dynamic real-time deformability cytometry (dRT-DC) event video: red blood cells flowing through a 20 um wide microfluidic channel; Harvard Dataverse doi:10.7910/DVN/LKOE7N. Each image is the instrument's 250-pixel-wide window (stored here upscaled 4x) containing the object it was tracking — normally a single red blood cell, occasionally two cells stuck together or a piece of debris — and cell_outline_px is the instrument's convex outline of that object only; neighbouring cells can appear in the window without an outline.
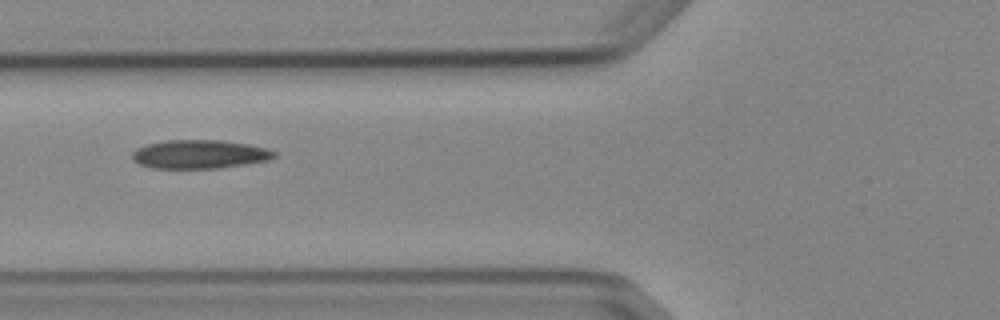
{"species": "Egyptian fruit bat (a non-hibernating species)", "species_latin": "Rousettus aegyptiacus", "temperature_condition": "cold", "stored_images_in_passage": 2, "camera_frame_rate_fps": 3000, "um_per_image_px": 0.085, "animal": {"sex": "female"}, "frame": {"image": 1, "passage_image": 2, "time_ms": 1.0, "image_size_px": [1000, 320], "cell_outline_px": [[276, 156], [268, 160], [220, 168], [152, 168], [140, 164], [132, 160], [132, 152], [136, 148], [148, 144], [164, 140], [220, 140], [248, 144], [268, 148], [276, 152]], "centroid_in_image_um": [16.95, 13.1], "position_along_channel_um": 108.8, "area_um2": 23.76}}